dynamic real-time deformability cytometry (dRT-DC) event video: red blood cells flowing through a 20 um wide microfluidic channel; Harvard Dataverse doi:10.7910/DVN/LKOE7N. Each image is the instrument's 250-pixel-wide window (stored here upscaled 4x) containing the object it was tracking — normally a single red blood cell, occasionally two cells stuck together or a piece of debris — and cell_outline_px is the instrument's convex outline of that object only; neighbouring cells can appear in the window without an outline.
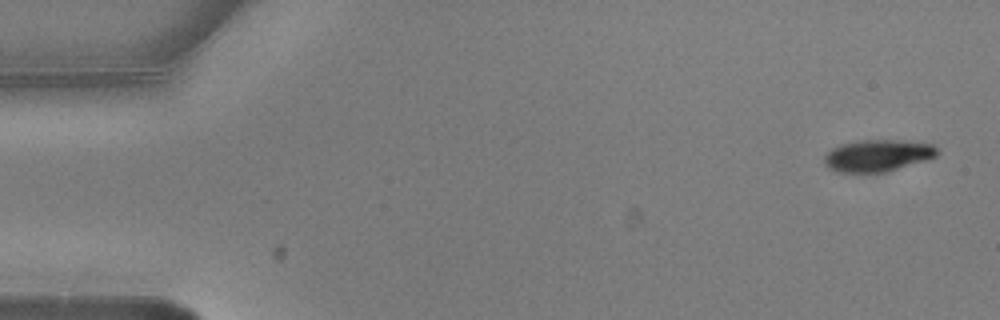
{"species": "common noctule bat (a hibernating species)", "species_latin": "Nyctalus noctula", "temperature_condition": "warm", "stored_images_in_passage": 6, "segment_of_instrument_passage": [1, 2], "camera_frame_rate_fps": 3000, "um_per_image_px": 0.085, "animal": {"sex": "male", "body_mass_g": 20.5, "forearm_length_mm": 52.5}, "frame": {"image": 1, "passage_image": 1, "time_ms": 0.0, "image_size_px": [1000, 320], "cell_outline_px": [[940, 152], [936, 156], [928, 160], [888, 172], [836, 172], [828, 168], [824, 164], [824, 156], [832, 148], [840, 144], [860, 140], [900, 140], [932, 144]], "centroid_in_image_um": [74.61, 13.23], "position_along_channel_um": 10.4, "area_um2": 21.21}}
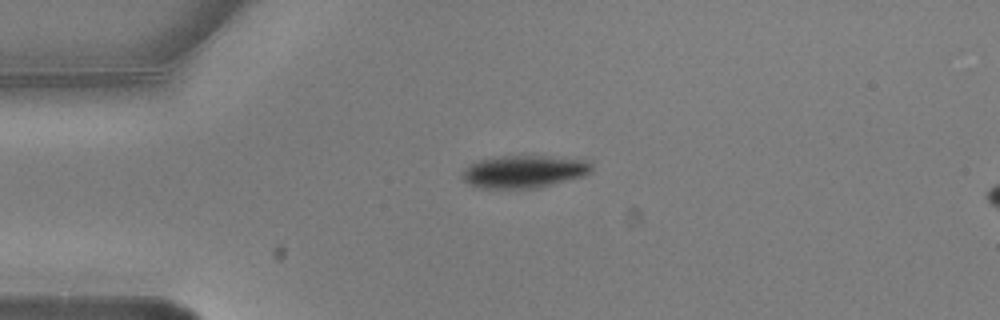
{"frame": {"image": 2, "passage_image": 4, "time_ms": 1.0, "image_size_px": [1000, 320], "cell_outline_px": [[592, 172], [584, 176], [540, 188], [476, 188], [468, 184], [460, 176], [464, 168], [476, 160], [500, 156], [548, 156], [584, 160], [592, 164]], "centroid_in_image_um": [44.51, 14.59], "position_along_channel_um": 40.5, "area_um2": 24.85}}